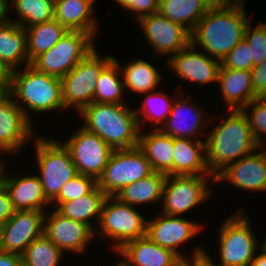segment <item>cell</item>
<instances>
[{
	"instance_id": "32",
	"label": "cell",
	"mask_w": 266,
	"mask_h": 266,
	"mask_svg": "<svg viewBox=\"0 0 266 266\" xmlns=\"http://www.w3.org/2000/svg\"><path fill=\"white\" fill-rule=\"evenodd\" d=\"M143 101L138 109H135V113L138 119L140 130L145 127V122L151 129H160L165 123L166 119L171 112L173 99L177 97L171 96L170 93L162 91H151L149 93H143ZM150 121V122H149ZM144 125H143V124Z\"/></svg>"
},
{
	"instance_id": "14",
	"label": "cell",
	"mask_w": 266,
	"mask_h": 266,
	"mask_svg": "<svg viewBox=\"0 0 266 266\" xmlns=\"http://www.w3.org/2000/svg\"><path fill=\"white\" fill-rule=\"evenodd\" d=\"M142 33L153 52L169 59L191 43V33L159 12L140 18ZM149 43V44H148Z\"/></svg>"
},
{
	"instance_id": "50",
	"label": "cell",
	"mask_w": 266,
	"mask_h": 266,
	"mask_svg": "<svg viewBox=\"0 0 266 266\" xmlns=\"http://www.w3.org/2000/svg\"><path fill=\"white\" fill-rule=\"evenodd\" d=\"M2 154L5 155L6 153L0 151V156L3 157ZM2 157H0V184H2V182H3V177H4V174L6 171L5 169H7L5 166V163H4L5 160Z\"/></svg>"
},
{
	"instance_id": "8",
	"label": "cell",
	"mask_w": 266,
	"mask_h": 266,
	"mask_svg": "<svg viewBox=\"0 0 266 266\" xmlns=\"http://www.w3.org/2000/svg\"><path fill=\"white\" fill-rule=\"evenodd\" d=\"M114 58L100 56L97 47L81 60L73 70L61 78L64 108H74L78 114L94 102L97 78L102 69Z\"/></svg>"
},
{
	"instance_id": "15",
	"label": "cell",
	"mask_w": 266,
	"mask_h": 266,
	"mask_svg": "<svg viewBox=\"0 0 266 266\" xmlns=\"http://www.w3.org/2000/svg\"><path fill=\"white\" fill-rule=\"evenodd\" d=\"M33 125L13 97L0 92V151L12 155L32 142L37 136Z\"/></svg>"
},
{
	"instance_id": "39",
	"label": "cell",
	"mask_w": 266,
	"mask_h": 266,
	"mask_svg": "<svg viewBox=\"0 0 266 266\" xmlns=\"http://www.w3.org/2000/svg\"><path fill=\"white\" fill-rule=\"evenodd\" d=\"M255 27L248 23L245 30L244 39L250 45L253 66L263 62L266 58V21L265 23H257Z\"/></svg>"
},
{
	"instance_id": "44",
	"label": "cell",
	"mask_w": 266,
	"mask_h": 266,
	"mask_svg": "<svg viewBox=\"0 0 266 266\" xmlns=\"http://www.w3.org/2000/svg\"><path fill=\"white\" fill-rule=\"evenodd\" d=\"M0 266H23L22 255L0 250Z\"/></svg>"
},
{
	"instance_id": "41",
	"label": "cell",
	"mask_w": 266,
	"mask_h": 266,
	"mask_svg": "<svg viewBox=\"0 0 266 266\" xmlns=\"http://www.w3.org/2000/svg\"><path fill=\"white\" fill-rule=\"evenodd\" d=\"M116 5L133 12V17L138 21L140 18L157 13L160 0H112Z\"/></svg>"
},
{
	"instance_id": "45",
	"label": "cell",
	"mask_w": 266,
	"mask_h": 266,
	"mask_svg": "<svg viewBox=\"0 0 266 266\" xmlns=\"http://www.w3.org/2000/svg\"><path fill=\"white\" fill-rule=\"evenodd\" d=\"M207 251L205 254L191 257V266H217Z\"/></svg>"
},
{
	"instance_id": "38",
	"label": "cell",
	"mask_w": 266,
	"mask_h": 266,
	"mask_svg": "<svg viewBox=\"0 0 266 266\" xmlns=\"http://www.w3.org/2000/svg\"><path fill=\"white\" fill-rule=\"evenodd\" d=\"M97 186V181L90 176L77 174L62 188L59 195L51 202L56 208L61 202L76 200L89 194Z\"/></svg>"
},
{
	"instance_id": "10",
	"label": "cell",
	"mask_w": 266,
	"mask_h": 266,
	"mask_svg": "<svg viewBox=\"0 0 266 266\" xmlns=\"http://www.w3.org/2000/svg\"><path fill=\"white\" fill-rule=\"evenodd\" d=\"M153 172L149 160L138 146L130 149H115L102 176L97 180V186L107 196H114L123 187Z\"/></svg>"
},
{
	"instance_id": "33",
	"label": "cell",
	"mask_w": 266,
	"mask_h": 266,
	"mask_svg": "<svg viewBox=\"0 0 266 266\" xmlns=\"http://www.w3.org/2000/svg\"><path fill=\"white\" fill-rule=\"evenodd\" d=\"M208 10L202 0H160L158 12L192 33Z\"/></svg>"
},
{
	"instance_id": "28",
	"label": "cell",
	"mask_w": 266,
	"mask_h": 266,
	"mask_svg": "<svg viewBox=\"0 0 266 266\" xmlns=\"http://www.w3.org/2000/svg\"><path fill=\"white\" fill-rule=\"evenodd\" d=\"M166 177L167 174L154 171L149 176L123 187L114 197L121 203L136 208L137 205L160 202Z\"/></svg>"
},
{
	"instance_id": "1",
	"label": "cell",
	"mask_w": 266,
	"mask_h": 266,
	"mask_svg": "<svg viewBox=\"0 0 266 266\" xmlns=\"http://www.w3.org/2000/svg\"><path fill=\"white\" fill-rule=\"evenodd\" d=\"M244 1L224 8H209L191 33V43L209 57L222 61L244 39L251 19Z\"/></svg>"
},
{
	"instance_id": "36",
	"label": "cell",
	"mask_w": 266,
	"mask_h": 266,
	"mask_svg": "<svg viewBox=\"0 0 266 266\" xmlns=\"http://www.w3.org/2000/svg\"><path fill=\"white\" fill-rule=\"evenodd\" d=\"M64 253L45 235L35 239L22 254L23 266H59ZM62 260V261H61Z\"/></svg>"
},
{
	"instance_id": "29",
	"label": "cell",
	"mask_w": 266,
	"mask_h": 266,
	"mask_svg": "<svg viewBox=\"0 0 266 266\" xmlns=\"http://www.w3.org/2000/svg\"><path fill=\"white\" fill-rule=\"evenodd\" d=\"M106 197L107 195L96 186L89 194L76 200L61 202L55 209L65 217L87 224L95 232ZM94 220L97 226L92 223Z\"/></svg>"
},
{
	"instance_id": "51",
	"label": "cell",
	"mask_w": 266,
	"mask_h": 266,
	"mask_svg": "<svg viewBox=\"0 0 266 266\" xmlns=\"http://www.w3.org/2000/svg\"><path fill=\"white\" fill-rule=\"evenodd\" d=\"M176 266H191V257L180 261Z\"/></svg>"
},
{
	"instance_id": "31",
	"label": "cell",
	"mask_w": 266,
	"mask_h": 266,
	"mask_svg": "<svg viewBox=\"0 0 266 266\" xmlns=\"http://www.w3.org/2000/svg\"><path fill=\"white\" fill-rule=\"evenodd\" d=\"M25 29L30 64L49 51L68 32L55 18Z\"/></svg>"
},
{
	"instance_id": "52",
	"label": "cell",
	"mask_w": 266,
	"mask_h": 266,
	"mask_svg": "<svg viewBox=\"0 0 266 266\" xmlns=\"http://www.w3.org/2000/svg\"><path fill=\"white\" fill-rule=\"evenodd\" d=\"M114 266H124L120 261H118V263Z\"/></svg>"
},
{
	"instance_id": "19",
	"label": "cell",
	"mask_w": 266,
	"mask_h": 266,
	"mask_svg": "<svg viewBox=\"0 0 266 266\" xmlns=\"http://www.w3.org/2000/svg\"><path fill=\"white\" fill-rule=\"evenodd\" d=\"M224 180L241 191H266V150L260 147L259 151L227 165L215 176L214 183Z\"/></svg>"
},
{
	"instance_id": "3",
	"label": "cell",
	"mask_w": 266,
	"mask_h": 266,
	"mask_svg": "<svg viewBox=\"0 0 266 266\" xmlns=\"http://www.w3.org/2000/svg\"><path fill=\"white\" fill-rule=\"evenodd\" d=\"M129 106L93 102L79 113L81 126L97 134L113 150L137 147L141 130L135 109Z\"/></svg>"
},
{
	"instance_id": "20",
	"label": "cell",
	"mask_w": 266,
	"mask_h": 266,
	"mask_svg": "<svg viewBox=\"0 0 266 266\" xmlns=\"http://www.w3.org/2000/svg\"><path fill=\"white\" fill-rule=\"evenodd\" d=\"M179 94V97L177 96V99H174L171 112L160 130L173 138L201 140L198 138L199 135L203 134L202 136H204L206 125L210 120L213 121L211 117L208 118V121H205L206 116L204 114L206 113L199 108V105L196 106L194 102H189L190 96L186 92Z\"/></svg>"
},
{
	"instance_id": "48",
	"label": "cell",
	"mask_w": 266,
	"mask_h": 266,
	"mask_svg": "<svg viewBox=\"0 0 266 266\" xmlns=\"http://www.w3.org/2000/svg\"><path fill=\"white\" fill-rule=\"evenodd\" d=\"M10 73L0 63V92L7 91L9 86Z\"/></svg>"
},
{
	"instance_id": "6",
	"label": "cell",
	"mask_w": 266,
	"mask_h": 266,
	"mask_svg": "<svg viewBox=\"0 0 266 266\" xmlns=\"http://www.w3.org/2000/svg\"><path fill=\"white\" fill-rule=\"evenodd\" d=\"M33 141L38 176L45 197L52 202L59 195L61 188L78 172L69 150L62 141L42 137L38 134Z\"/></svg>"
},
{
	"instance_id": "13",
	"label": "cell",
	"mask_w": 266,
	"mask_h": 266,
	"mask_svg": "<svg viewBox=\"0 0 266 266\" xmlns=\"http://www.w3.org/2000/svg\"><path fill=\"white\" fill-rule=\"evenodd\" d=\"M68 138L62 143L69 150L77 172L97 181L102 176L113 149L97 134L82 126Z\"/></svg>"
},
{
	"instance_id": "35",
	"label": "cell",
	"mask_w": 266,
	"mask_h": 266,
	"mask_svg": "<svg viewBox=\"0 0 266 266\" xmlns=\"http://www.w3.org/2000/svg\"><path fill=\"white\" fill-rule=\"evenodd\" d=\"M8 10L13 8L16 16L8 20L27 28L54 18L55 0H7ZM17 17V18H16ZM16 18V19H14Z\"/></svg>"
},
{
	"instance_id": "27",
	"label": "cell",
	"mask_w": 266,
	"mask_h": 266,
	"mask_svg": "<svg viewBox=\"0 0 266 266\" xmlns=\"http://www.w3.org/2000/svg\"><path fill=\"white\" fill-rule=\"evenodd\" d=\"M144 133L141 129L138 147L142 150L155 172L173 175V137L160 129Z\"/></svg>"
},
{
	"instance_id": "46",
	"label": "cell",
	"mask_w": 266,
	"mask_h": 266,
	"mask_svg": "<svg viewBox=\"0 0 266 266\" xmlns=\"http://www.w3.org/2000/svg\"><path fill=\"white\" fill-rule=\"evenodd\" d=\"M208 8H224L234 5L241 0H202Z\"/></svg>"
},
{
	"instance_id": "9",
	"label": "cell",
	"mask_w": 266,
	"mask_h": 266,
	"mask_svg": "<svg viewBox=\"0 0 266 266\" xmlns=\"http://www.w3.org/2000/svg\"><path fill=\"white\" fill-rule=\"evenodd\" d=\"M95 42L90 33L68 30L49 51L38 56L31 66L39 72L61 79L96 48Z\"/></svg>"
},
{
	"instance_id": "30",
	"label": "cell",
	"mask_w": 266,
	"mask_h": 266,
	"mask_svg": "<svg viewBox=\"0 0 266 266\" xmlns=\"http://www.w3.org/2000/svg\"><path fill=\"white\" fill-rule=\"evenodd\" d=\"M124 80L125 90H130L135 94L149 93L156 91L163 81V74L158 72L156 67L149 61L137 59L125 62L120 65Z\"/></svg>"
},
{
	"instance_id": "42",
	"label": "cell",
	"mask_w": 266,
	"mask_h": 266,
	"mask_svg": "<svg viewBox=\"0 0 266 266\" xmlns=\"http://www.w3.org/2000/svg\"><path fill=\"white\" fill-rule=\"evenodd\" d=\"M255 97H266V58L251 69Z\"/></svg>"
},
{
	"instance_id": "26",
	"label": "cell",
	"mask_w": 266,
	"mask_h": 266,
	"mask_svg": "<svg viewBox=\"0 0 266 266\" xmlns=\"http://www.w3.org/2000/svg\"><path fill=\"white\" fill-rule=\"evenodd\" d=\"M96 0H55L54 18L69 31H83L93 37L98 21L92 15Z\"/></svg>"
},
{
	"instance_id": "18",
	"label": "cell",
	"mask_w": 266,
	"mask_h": 266,
	"mask_svg": "<svg viewBox=\"0 0 266 266\" xmlns=\"http://www.w3.org/2000/svg\"><path fill=\"white\" fill-rule=\"evenodd\" d=\"M169 70L181 80L197 86L217 83L221 61L209 57L190 43L166 60Z\"/></svg>"
},
{
	"instance_id": "40",
	"label": "cell",
	"mask_w": 266,
	"mask_h": 266,
	"mask_svg": "<svg viewBox=\"0 0 266 266\" xmlns=\"http://www.w3.org/2000/svg\"><path fill=\"white\" fill-rule=\"evenodd\" d=\"M251 49L252 48L248 42L243 39L224 57V59L221 61V65L224 68L251 70L253 68Z\"/></svg>"
},
{
	"instance_id": "21",
	"label": "cell",
	"mask_w": 266,
	"mask_h": 266,
	"mask_svg": "<svg viewBox=\"0 0 266 266\" xmlns=\"http://www.w3.org/2000/svg\"><path fill=\"white\" fill-rule=\"evenodd\" d=\"M7 173L8 171H5L2 183L7 189L14 211L48 210L51 202L45 197L37 173L32 175Z\"/></svg>"
},
{
	"instance_id": "5",
	"label": "cell",
	"mask_w": 266,
	"mask_h": 266,
	"mask_svg": "<svg viewBox=\"0 0 266 266\" xmlns=\"http://www.w3.org/2000/svg\"><path fill=\"white\" fill-rule=\"evenodd\" d=\"M241 208L227 216L221 223L219 231V262L217 266H249L257 248H262L266 243L256 237L250 221ZM261 241V244H260ZM260 245V246H259Z\"/></svg>"
},
{
	"instance_id": "7",
	"label": "cell",
	"mask_w": 266,
	"mask_h": 266,
	"mask_svg": "<svg viewBox=\"0 0 266 266\" xmlns=\"http://www.w3.org/2000/svg\"><path fill=\"white\" fill-rule=\"evenodd\" d=\"M138 210L134 206L121 203L114 196H107L102 205L95 236L114 240L110 247L115 253L127 242L146 236L147 219Z\"/></svg>"
},
{
	"instance_id": "43",
	"label": "cell",
	"mask_w": 266,
	"mask_h": 266,
	"mask_svg": "<svg viewBox=\"0 0 266 266\" xmlns=\"http://www.w3.org/2000/svg\"><path fill=\"white\" fill-rule=\"evenodd\" d=\"M14 209L12 207L10 196L4 184H0V226L5 224L13 215Z\"/></svg>"
},
{
	"instance_id": "22",
	"label": "cell",
	"mask_w": 266,
	"mask_h": 266,
	"mask_svg": "<svg viewBox=\"0 0 266 266\" xmlns=\"http://www.w3.org/2000/svg\"><path fill=\"white\" fill-rule=\"evenodd\" d=\"M124 266H176L182 259L172 250L153 242L147 235L127 242L120 250Z\"/></svg>"
},
{
	"instance_id": "47",
	"label": "cell",
	"mask_w": 266,
	"mask_h": 266,
	"mask_svg": "<svg viewBox=\"0 0 266 266\" xmlns=\"http://www.w3.org/2000/svg\"><path fill=\"white\" fill-rule=\"evenodd\" d=\"M258 250L260 253L254 256L249 266H266V243Z\"/></svg>"
},
{
	"instance_id": "49",
	"label": "cell",
	"mask_w": 266,
	"mask_h": 266,
	"mask_svg": "<svg viewBox=\"0 0 266 266\" xmlns=\"http://www.w3.org/2000/svg\"><path fill=\"white\" fill-rule=\"evenodd\" d=\"M8 12L7 0H0V23L8 20Z\"/></svg>"
},
{
	"instance_id": "17",
	"label": "cell",
	"mask_w": 266,
	"mask_h": 266,
	"mask_svg": "<svg viewBox=\"0 0 266 266\" xmlns=\"http://www.w3.org/2000/svg\"><path fill=\"white\" fill-rule=\"evenodd\" d=\"M46 211H14L0 226V250L22 255L32 241L44 234Z\"/></svg>"
},
{
	"instance_id": "37",
	"label": "cell",
	"mask_w": 266,
	"mask_h": 266,
	"mask_svg": "<svg viewBox=\"0 0 266 266\" xmlns=\"http://www.w3.org/2000/svg\"><path fill=\"white\" fill-rule=\"evenodd\" d=\"M251 110V112H249ZM242 111L248 118L249 125L260 147L266 146V97H256ZM249 112V114H248ZM251 113V114H250ZM264 136V137H263Z\"/></svg>"
},
{
	"instance_id": "16",
	"label": "cell",
	"mask_w": 266,
	"mask_h": 266,
	"mask_svg": "<svg viewBox=\"0 0 266 266\" xmlns=\"http://www.w3.org/2000/svg\"><path fill=\"white\" fill-rule=\"evenodd\" d=\"M46 211L44 234L65 253L80 254L86 252L95 232L87 225L63 216L55 208ZM88 246V247H87Z\"/></svg>"
},
{
	"instance_id": "11",
	"label": "cell",
	"mask_w": 266,
	"mask_h": 266,
	"mask_svg": "<svg viewBox=\"0 0 266 266\" xmlns=\"http://www.w3.org/2000/svg\"><path fill=\"white\" fill-rule=\"evenodd\" d=\"M208 180L215 182V177L167 175L163 187L162 201L160 202L163 207L162 213L181 216V214L183 215L194 207L201 205L210 198L212 193Z\"/></svg>"
},
{
	"instance_id": "34",
	"label": "cell",
	"mask_w": 266,
	"mask_h": 266,
	"mask_svg": "<svg viewBox=\"0 0 266 266\" xmlns=\"http://www.w3.org/2000/svg\"><path fill=\"white\" fill-rule=\"evenodd\" d=\"M121 76V77H120ZM119 61L113 58L100 72L97 78L94 102L100 104H124L127 103L124 80ZM123 98V99H122Z\"/></svg>"
},
{
	"instance_id": "24",
	"label": "cell",
	"mask_w": 266,
	"mask_h": 266,
	"mask_svg": "<svg viewBox=\"0 0 266 266\" xmlns=\"http://www.w3.org/2000/svg\"><path fill=\"white\" fill-rule=\"evenodd\" d=\"M173 175L213 176L207 165L206 140L173 138Z\"/></svg>"
},
{
	"instance_id": "4",
	"label": "cell",
	"mask_w": 266,
	"mask_h": 266,
	"mask_svg": "<svg viewBox=\"0 0 266 266\" xmlns=\"http://www.w3.org/2000/svg\"><path fill=\"white\" fill-rule=\"evenodd\" d=\"M23 70L10 72L7 92L32 123V113L65 111L60 78L39 72L31 65Z\"/></svg>"
},
{
	"instance_id": "25",
	"label": "cell",
	"mask_w": 266,
	"mask_h": 266,
	"mask_svg": "<svg viewBox=\"0 0 266 266\" xmlns=\"http://www.w3.org/2000/svg\"><path fill=\"white\" fill-rule=\"evenodd\" d=\"M0 63L9 73L18 70L21 65H31L27 52L26 29L9 20L0 23Z\"/></svg>"
},
{
	"instance_id": "12",
	"label": "cell",
	"mask_w": 266,
	"mask_h": 266,
	"mask_svg": "<svg viewBox=\"0 0 266 266\" xmlns=\"http://www.w3.org/2000/svg\"><path fill=\"white\" fill-rule=\"evenodd\" d=\"M203 223L187 219L186 217L172 216L162 213L156 218L147 220L146 235L156 244L172 250L182 260L190 257H197L205 254L206 249L195 246L191 252L192 255L187 257L179 251L182 244H187L197 234L204 229Z\"/></svg>"
},
{
	"instance_id": "2",
	"label": "cell",
	"mask_w": 266,
	"mask_h": 266,
	"mask_svg": "<svg viewBox=\"0 0 266 266\" xmlns=\"http://www.w3.org/2000/svg\"><path fill=\"white\" fill-rule=\"evenodd\" d=\"M229 114L206 135V159L215 177L227 165L259 150L247 116L242 110H228Z\"/></svg>"
},
{
	"instance_id": "23",
	"label": "cell",
	"mask_w": 266,
	"mask_h": 266,
	"mask_svg": "<svg viewBox=\"0 0 266 266\" xmlns=\"http://www.w3.org/2000/svg\"><path fill=\"white\" fill-rule=\"evenodd\" d=\"M217 83L227 110H242L254 98L251 70L220 66Z\"/></svg>"
}]
</instances>
